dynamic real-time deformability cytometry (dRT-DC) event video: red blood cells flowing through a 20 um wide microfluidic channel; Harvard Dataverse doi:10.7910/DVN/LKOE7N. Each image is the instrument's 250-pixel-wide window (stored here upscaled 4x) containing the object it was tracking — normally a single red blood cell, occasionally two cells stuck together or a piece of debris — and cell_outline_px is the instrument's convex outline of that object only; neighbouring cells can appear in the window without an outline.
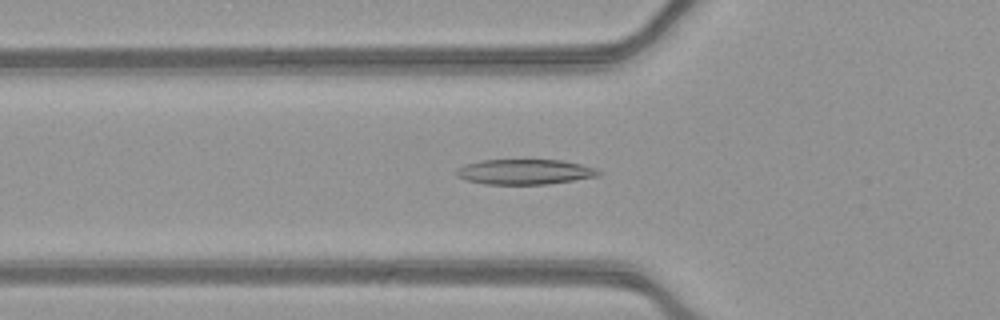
{"species": "common noctule bat (a hibernating species)", "species_latin": "Nyctalus noctula", "temperature_condition": "warm", "stored_images_in_passage": 52, "camera_frame_rate_fps": 3000, "um_per_image_px": 0.085, "animal": {"sex": "female", "body_mass_g": 21.9}, "frame": {"image": 1, "passage_image": 18, "time_ms": 5.667, "image_size_px": [1000, 320], "cell_outline_px": [[604, 172], [600, 176], [548, 184], [484, 184], [468, 180], [456, 176], [456, 168], [464, 164], [480, 160], [560, 160], [580, 164], [596, 168]], "centroid_in_image_um": [44.62, 14.6], "position_along_channel_um": 81.2, "area_um2": 20.98}}
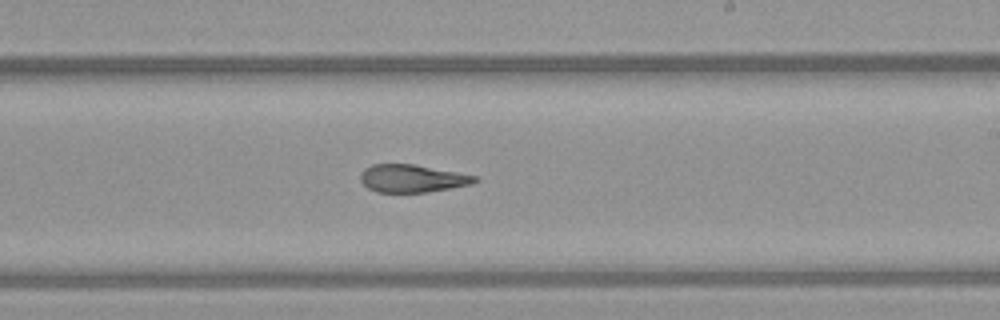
{"frame": {"image": 2, "passage_image": 31, "time_ms": 10.0, "image_size_px": [1000, 320], "cell_outline_px": [[480, 180], [472, 184], [452, 188], [424, 192], [376, 192], [368, 188], [360, 180], [360, 172], [364, 168], [372, 164], [412, 164], [456, 172], [476, 176]], "centroid_in_image_um": [35.01, 15.17], "position_along_channel_um": 254.0, "area_um2": 18.44}}
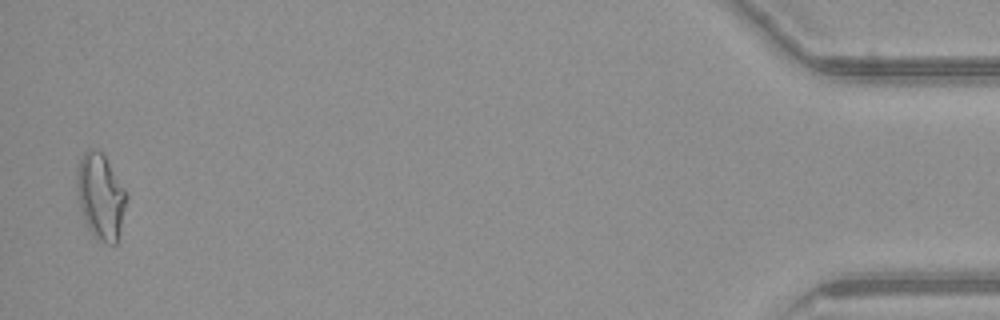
{"frame": {"image": 3, "passage_image": 51, "time_ms": 16.667, "image_size_px": [1000, 320], "cell_outline_px": [[128, 200], [116, 244], [108, 244], [96, 240], [88, 228], [84, 220], [76, 188], [76, 164], [84, 152], [88, 148], [96, 148], [104, 156], [128, 192]], "centroid_in_image_um": [8.55, 16.68], "position_along_channel_um": 426.6, "area_um2": 25.14}, "authors_computed_cell_mechanics": {"area_um2": 20.4901, "velocity_mm_per_s": 3.9565, "shape_relaxation_time_tau1_ms": 10.5261, "shape_relaxation_time_tau2_ms": 2.406, "deformation_change_tau1": 0.289, "deformation_change_tau2": 0.1108}}